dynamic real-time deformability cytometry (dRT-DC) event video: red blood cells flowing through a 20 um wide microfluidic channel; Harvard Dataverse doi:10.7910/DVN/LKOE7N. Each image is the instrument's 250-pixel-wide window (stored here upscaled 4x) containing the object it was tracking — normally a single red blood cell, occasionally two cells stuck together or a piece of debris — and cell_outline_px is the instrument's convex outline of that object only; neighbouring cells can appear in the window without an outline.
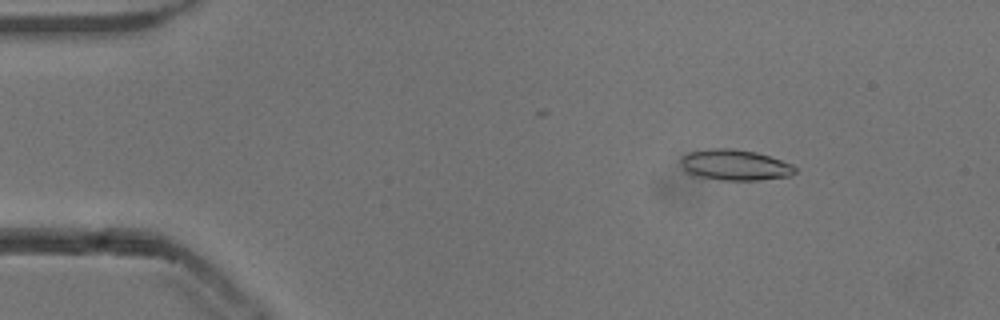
{"species": "common noctule bat (a hibernating species)", "species_latin": "Nyctalus noctula", "temperature_condition": "cold", "stored_images_in_passage": 44, "camera_frame_rate_fps": 3000, "um_per_image_px": 0.085, "animal": {"sex": "male", "body_mass_g": 13.3}, "frame": {"image": 1, "passage_image": 8, "time_ms": 2.333, "image_size_px": [1000, 320], "cell_outline_px": [[796, 172], [788, 176], [760, 180], [720, 180], [692, 176], [680, 164], [680, 156], [688, 152], [708, 148], [736, 148], [756, 152], [792, 164], [796, 168]], "centroid_in_image_um": [62.41, 14.01], "position_along_channel_um": 22.6, "area_um2": 20.75}}
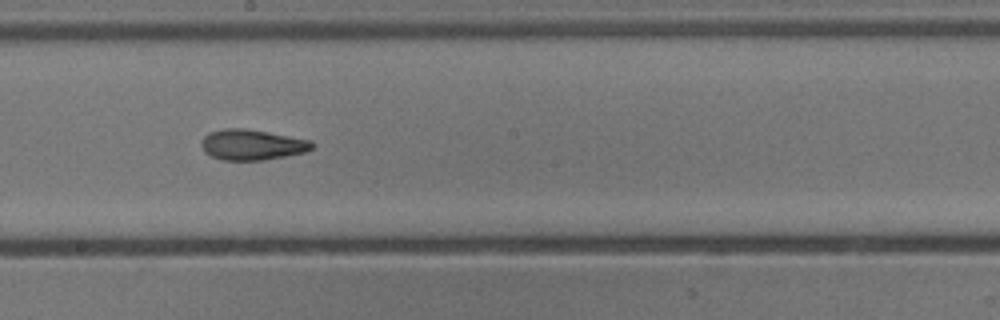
{"frame": {"image": 2, "passage_image": 30, "time_ms": 9.667, "image_size_px": [1000, 320], "cell_outline_px": [[312, 148], [304, 152], [264, 160], [224, 160], [212, 156], [204, 152], [200, 144], [204, 136], [208, 132], [224, 128], [244, 128], [312, 140]], "centroid_in_image_um": [21.38, 12.29], "position_along_channel_um": 226.8, "area_um2": 19.59}}
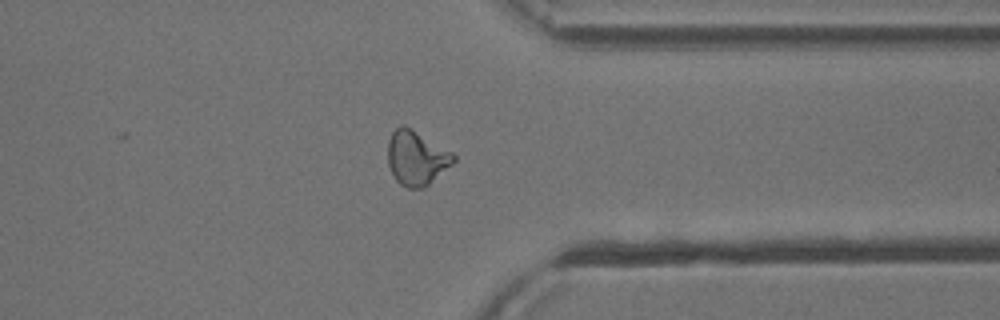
{"frame": {"image": 3, "passage_image": 42, "time_ms": 13.667, "image_size_px": [1000, 320], "cell_outline_px": [[456, 160], [452, 164], [424, 188], [408, 188], [400, 184], [396, 180], [388, 164], [388, 140], [392, 132], [400, 124], [404, 124], [452, 152], [456, 156]], "centroid_in_image_um": [35.39, 13.42], "position_along_channel_um": 376.0, "area_um2": 20.75}, "authors_computed_cell_mechanics": {"area_um2": 19.5942, "velocity_mm_per_s": 3.8565, "shape_relaxation_time_tau1_ms": 3.9739, "shape_relaxation_time_tau2_ms": 2.7323, "deformation_change_tau1": 0.147, "deformation_change_tau2": 0.108}}